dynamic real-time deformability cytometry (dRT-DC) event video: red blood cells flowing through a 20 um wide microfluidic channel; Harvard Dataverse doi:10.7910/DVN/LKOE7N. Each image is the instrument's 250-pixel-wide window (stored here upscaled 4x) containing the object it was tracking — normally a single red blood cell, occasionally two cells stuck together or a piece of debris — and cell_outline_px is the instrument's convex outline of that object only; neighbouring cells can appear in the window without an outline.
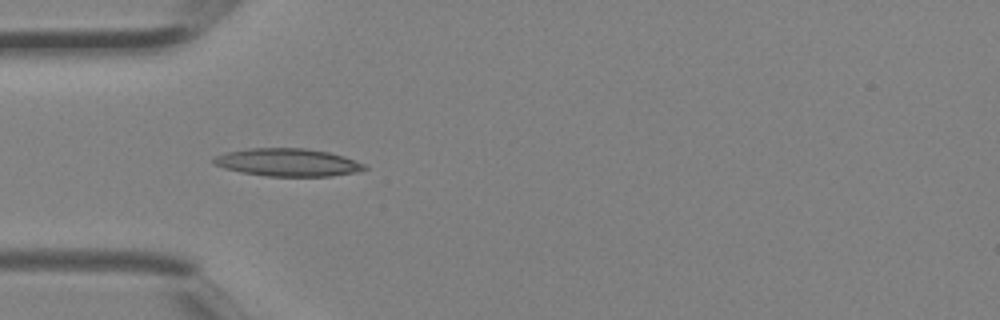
{"species": "Egyptian fruit bat (a non-hibernating species)", "species_latin": "Rousettus aegyptiacus", "temperature_condition": "room temperature", "stored_images_in_passage": 4, "camera_frame_rate_fps": 3000, "um_per_image_px": 0.085, "animal": {"sex": "female"}, "frame": {"image": 1, "passage_image": 4, "time_ms": 1.0, "image_size_px": [1000, 320], "cell_outline_px": [[368, 168], [356, 172], [332, 176], [268, 176], [240, 172], [224, 168], [212, 164], [212, 160], [216, 156], [228, 152], [248, 148], [304, 148], [328, 152], [344, 156], [364, 164]], "centroid_in_image_um": [24.44, 13.8], "position_along_channel_um": 60.6, "area_um2": 24.33}}